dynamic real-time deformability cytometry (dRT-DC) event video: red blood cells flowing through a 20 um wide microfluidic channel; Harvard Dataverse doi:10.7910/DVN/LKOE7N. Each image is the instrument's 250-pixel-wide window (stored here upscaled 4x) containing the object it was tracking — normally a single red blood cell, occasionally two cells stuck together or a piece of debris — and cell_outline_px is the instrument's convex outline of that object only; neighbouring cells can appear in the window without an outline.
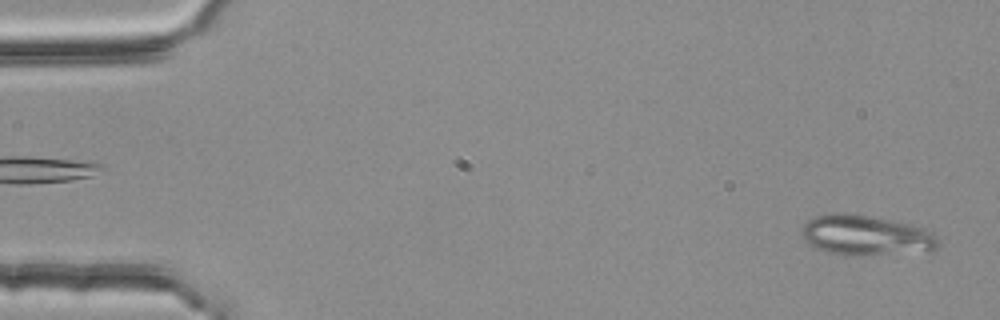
{"species": "common noctule bat (a hibernating species)", "species_latin": "Nyctalus noctula", "temperature_condition": "room temperature", "stored_images_in_passage": 24, "camera_frame_rate_fps": 3000, "um_per_image_px": 0.085, "animal": {"sex": "female", "body_mass_g": 25.1}, "frame": {"image": 1, "passage_image": 2, "time_ms": 0.333, "image_size_px": [1000, 320], "cell_outline_px": [[940, 244], [936, 248], [928, 252], [864, 256], [844, 256], [828, 252], [816, 248], [804, 240], [800, 232], [804, 224], [808, 220], [816, 216], [832, 212], [844, 212], [892, 220], [912, 224], [924, 228], [932, 232], [940, 240]], "centroid_in_image_um": [73.63, 20.02], "position_along_channel_um": 11.4, "area_um2": 32.77}}
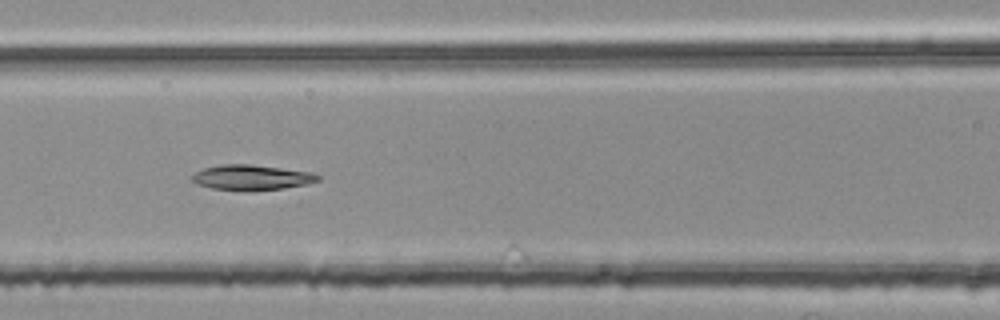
{"frame": {"image": 2, "passage_image": 23, "time_ms": 7.333, "image_size_px": [1000, 320], "cell_outline_px": [[320, 180], [308, 184], [284, 188], [212, 188], [196, 184], [192, 180], [192, 176], [196, 172], [204, 168], [224, 164], [252, 164], [312, 172], [320, 176]], "centroid_in_image_um": [21.43, 15.04], "position_along_channel_um": 145.2, "area_um2": 17.69}}